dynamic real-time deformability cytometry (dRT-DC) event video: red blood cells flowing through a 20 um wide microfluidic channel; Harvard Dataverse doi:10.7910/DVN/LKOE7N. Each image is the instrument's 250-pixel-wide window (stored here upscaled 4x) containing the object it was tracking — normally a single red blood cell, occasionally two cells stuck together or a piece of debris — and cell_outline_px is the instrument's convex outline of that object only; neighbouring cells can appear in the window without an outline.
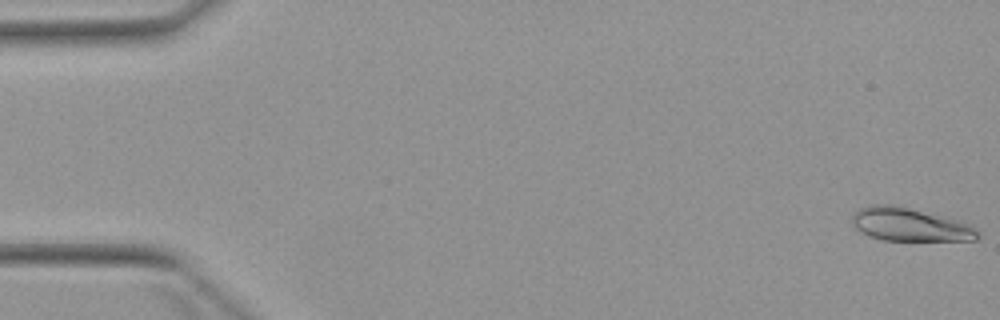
{"species": "Egyptian fruit bat (a non-hibernating species)", "species_latin": "Rousettus aegyptiacus", "temperature_condition": "warm", "stored_images_in_passage": 5, "camera_frame_rate_fps": 3000, "um_per_image_px": 0.085, "animal": {"sex": "female"}, "frame": {"image": 1, "passage_image": 1, "time_ms": 0.0, "image_size_px": [1000, 320], "cell_outline_px": [[980, 236], [976, 240], [884, 240], [872, 236], [856, 228], [852, 224], [852, 216], [860, 208], [872, 204], [888, 204], [948, 216], [972, 224], [980, 232]], "centroid_in_image_um": [77.42, 19.08], "position_along_channel_um": 7.6, "area_um2": 24.33}}